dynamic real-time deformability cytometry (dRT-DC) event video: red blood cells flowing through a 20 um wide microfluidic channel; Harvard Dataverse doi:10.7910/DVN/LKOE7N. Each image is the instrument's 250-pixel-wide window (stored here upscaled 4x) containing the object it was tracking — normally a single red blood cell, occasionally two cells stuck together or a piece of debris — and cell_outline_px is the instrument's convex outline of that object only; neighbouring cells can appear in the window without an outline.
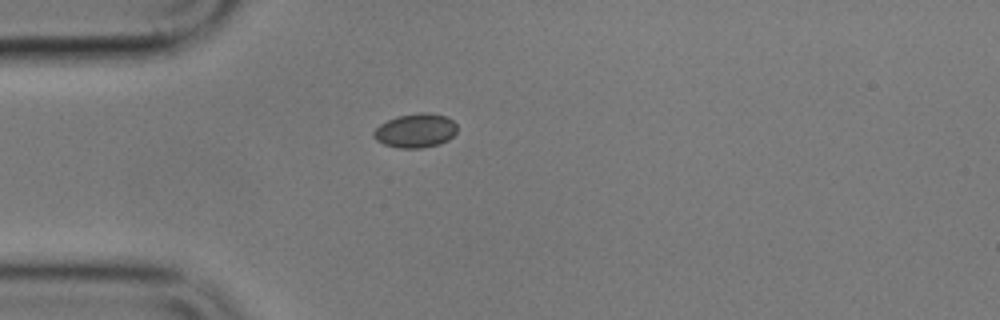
{"species": "common noctule bat (a hibernating species)", "species_latin": "Nyctalus noctula", "temperature_condition": "cold", "stored_images_in_passage": 1, "camera_frame_rate_fps": 3000, "um_per_image_px": 0.085, "animal": {"sex": "male", "body_mass_g": 17.9}, "frame": {"image": 1, "passage_image": 1, "time_ms": 0.0, "image_size_px": [1000, 320], "cell_outline_px": [[456, 132], [448, 140], [440, 144], [420, 148], [400, 148], [384, 144], [376, 140], [372, 136], [372, 132], [380, 124], [396, 116], [420, 112], [428, 112], [444, 116], [452, 120], [456, 124]], "centroid_in_image_um": [35.3, 11.1], "position_along_channel_um": 49.7, "area_um2": 16.59}}